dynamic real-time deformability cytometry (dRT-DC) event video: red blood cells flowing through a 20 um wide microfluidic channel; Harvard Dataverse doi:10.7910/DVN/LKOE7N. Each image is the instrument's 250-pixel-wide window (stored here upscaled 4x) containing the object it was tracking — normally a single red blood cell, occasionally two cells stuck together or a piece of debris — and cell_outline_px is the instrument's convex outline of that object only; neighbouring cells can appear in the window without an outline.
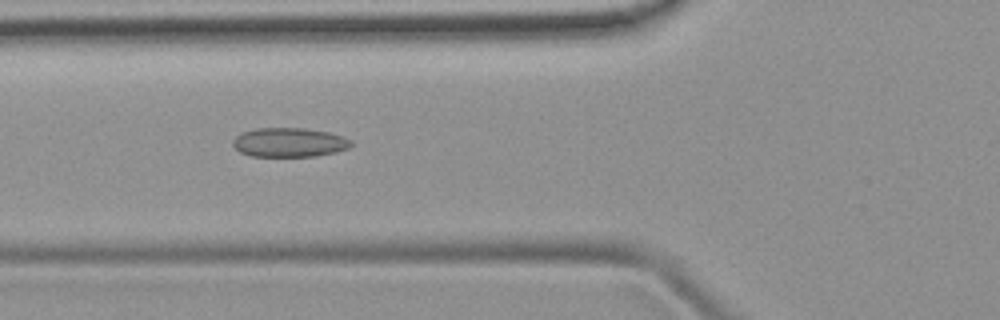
{"species": "common noctule bat (a hibernating species)", "species_latin": "Nyctalus noctula", "temperature_condition": "room temperature", "stored_images_in_passage": 48, "camera_frame_rate_fps": 3000, "um_per_image_px": 0.085, "animal": {"sex": "female", "body_mass_g": 19.9}, "frame": {"image": 1, "passage_image": 18, "time_ms": 5.667, "image_size_px": [1000, 320], "cell_outline_px": [[352, 144], [348, 148], [336, 152], [316, 156], [252, 156], [240, 152], [232, 144], [232, 140], [240, 132], [256, 128], [304, 128], [328, 132], [352, 140]], "centroid_in_image_um": [24.56, 12.1], "position_along_channel_um": 101.2, "area_um2": 20.11}}
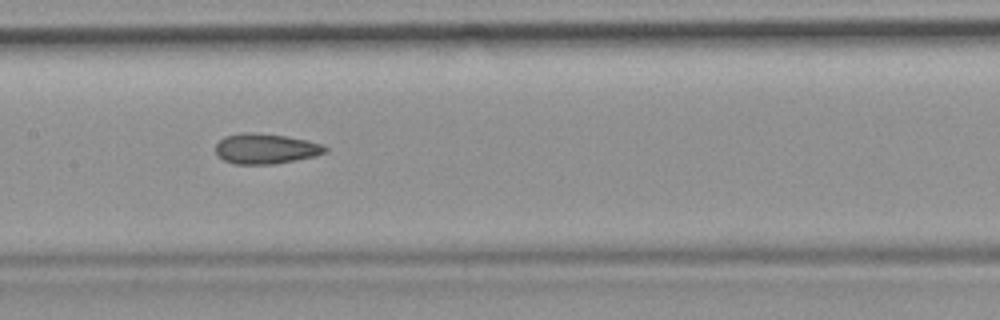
{"frame": {"image": 2, "passage_image": 24, "time_ms": 7.667, "image_size_px": [1000, 320], "cell_outline_px": [[328, 152], [316, 156], [276, 164], [236, 164], [224, 160], [216, 152], [216, 144], [224, 136], [244, 132], [248, 132], [288, 136], [308, 140], [324, 144], [328, 148]], "centroid_in_image_um": [22.64, 12.64], "position_along_channel_um": 184.8, "area_um2": 19.48}}
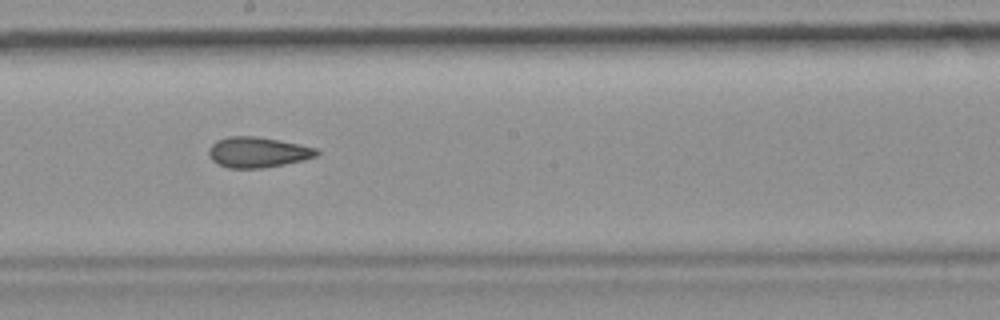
{"frame": {"image": 3, "passage_image": 27, "time_ms": 8.667, "image_size_px": [1000, 320], "cell_outline_px": [[320, 152], [316, 156], [304, 160], [284, 164], [260, 168], [228, 168], [212, 160], [208, 152], [208, 148], [216, 140], [228, 136], [256, 136], [316, 148]], "centroid_in_image_um": [21.88, 12.94], "position_along_channel_um": 226.3, "area_um2": 18.96}}